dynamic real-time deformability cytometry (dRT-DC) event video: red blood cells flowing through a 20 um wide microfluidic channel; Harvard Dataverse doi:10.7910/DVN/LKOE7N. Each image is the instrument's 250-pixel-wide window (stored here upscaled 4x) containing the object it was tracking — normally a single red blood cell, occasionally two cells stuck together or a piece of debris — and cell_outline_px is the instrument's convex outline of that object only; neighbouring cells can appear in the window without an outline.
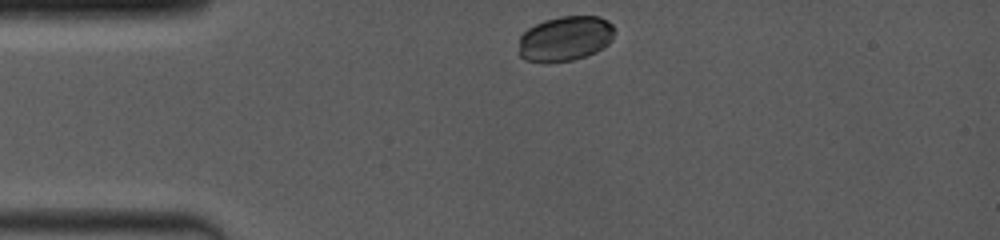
{"species": "common noctule bat (a hibernating species)", "species_latin": "Nyctalus noctula", "temperature_condition": "room temperature", "stored_images_in_passage": 10, "camera_frame_rate_fps": 4000, "um_per_image_px": 0.085, "animal": {"sex": "female", "body_mass_g": 19.0, "forearm_length_mm": 53.3}, "frame": {"image": 1, "passage_image": 1, "time_ms": 0.0, "image_size_px": [1000, 240], "cell_outline_px": [[612, 40], [608, 44], [596, 52], [572, 60], [524, 60], [520, 56], [520, 36], [528, 28], [544, 20], [560, 16], [600, 16], [608, 20], [612, 24]], "centroid_in_image_um": [48.06, 3.24], "position_along_channel_um": 36.9, "area_um2": 24.57}}
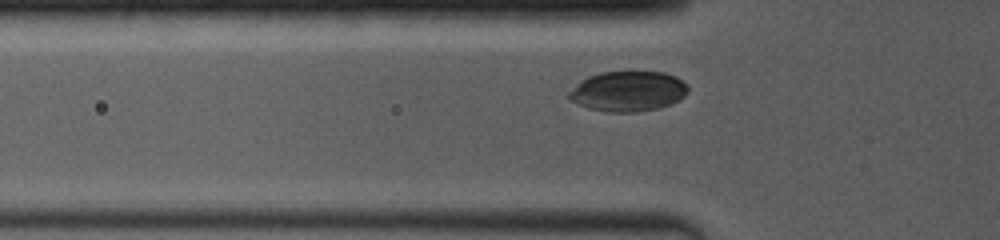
{"frame": {"image": 2, "passage_image": 6, "time_ms": 1.75, "image_size_px": [1000, 240], "cell_outline_px": [[688, 92], [684, 96], [672, 104], [660, 108], [636, 112], [608, 112], [588, 108], [576, 104], [568, 100], [568, 92], [588, 76], [600, 72], [664, 72], [676, 76], [688, 84]], "centroid_in_image_um": [53.4, 7.77], "position_along_channel_um": 72.4, "area_um2": 28.09}}
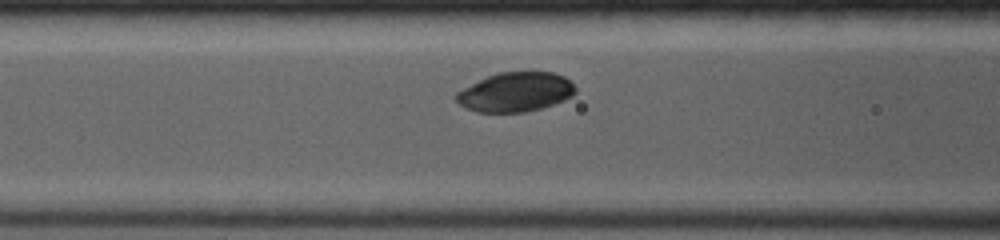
{"frame": {"image": 3, "passage_image": 9, "time_ms": 3.0, "image_size_px": [1000, 240], "cell_outline_px": [[576, 92], [572, 96], [564, 100], [540, 108], [524, 112], [476, 112], [460, 104], [456, 100], [456, 92], [496, 72], [552, 72], [564, 76], [576, 88]], "centroid_in_image_um": [43.83, 7.82], "position_along_channel_um": 122.8, "area_um2": 27.05}}